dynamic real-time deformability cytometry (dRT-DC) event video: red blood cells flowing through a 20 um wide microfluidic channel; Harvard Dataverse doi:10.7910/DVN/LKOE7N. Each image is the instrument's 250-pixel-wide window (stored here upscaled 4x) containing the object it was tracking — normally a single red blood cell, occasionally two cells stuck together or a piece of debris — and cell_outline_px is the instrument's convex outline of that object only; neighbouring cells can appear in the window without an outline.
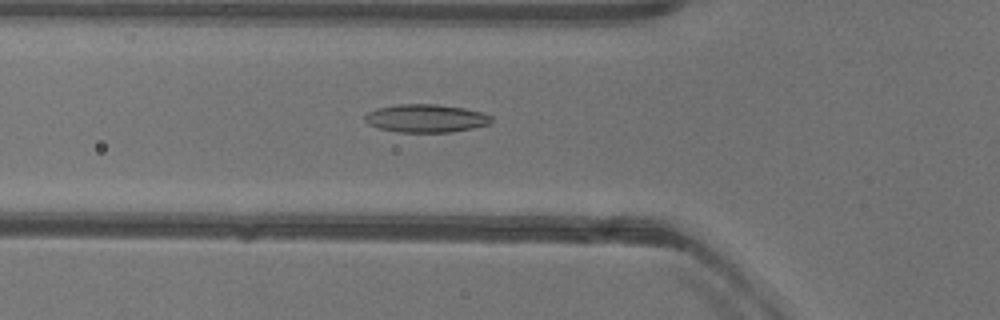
{"species": "common noctule bat (a hibernating species)", "species_latin": "Nyctalus noctula", "temperature_condition": "warm", "stored_images_in_passage": 44, "camera_frame_rate_fps": 3000, "um_per_image_px": 0.085, "animal": {"sex": "female"}, "frame": {"image": 1, "passage_image": 10, "time_ms": 3.0, "image_size_px": [1000, 320], "cell_outline_px": [[492, 120], [488, 124], [472, 128], [448, 132], [396, 132], [376, 128], [368, 124], [364, 120], [364, 116], [368, 112], [376, 108], [396, 104], [436, 104], [464, 108], [480, 112], [492, 116]], "centroid_in_image_um": [36.14, 10.05], "position_along_channel_um": 89.7, "area_um2": 20.75}}
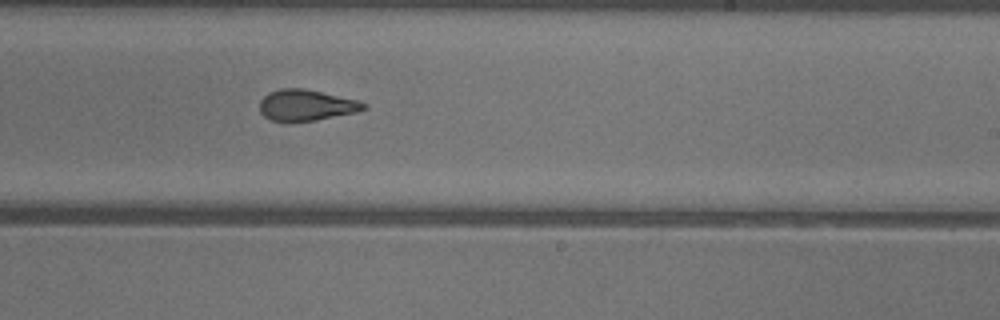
{"frame": {"image": 2, "passage_image": 23, "time_ms": 7.333, "image_size_px": [1000, 320], "cell_outline_px": [[368, 108], [356, 112], [316, 120], [272, 120], [264, 116], [260, 112], [260, 100], [268, 92], [280, 88], [304, 88], [360, 100], [368, 104]], "centroid_in_image_um": [26.07, 8.91], "position_along_channel_um": 262.9, "area_um2": 18.79}}
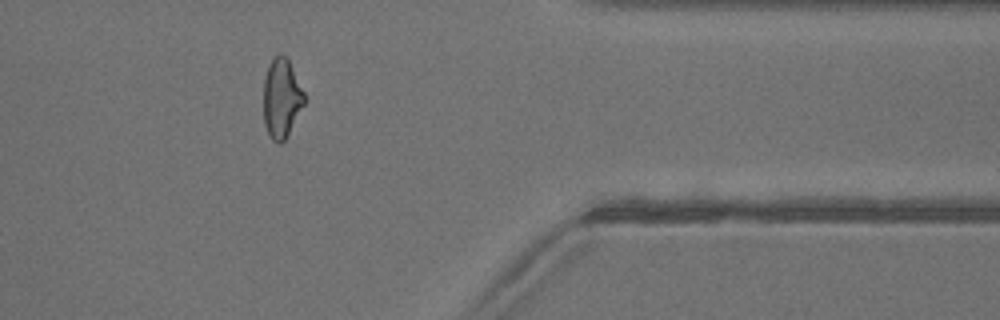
{"frame": {"image": 3, "passage_image": 34, "time_ms": 11.0, "image_size_px": [1000, 320], "cell_outline_px": [[308, 100], [284, 140], [280, 144], [276, 144], [272, 140], [264, 124], [264, 76], [272, 60], [280, 52], [288, 60]], "centroid_in_image_um": [23.95, 8.38], "position_along_channel_um": 387.4, "area_um2": 18.84}, "authors_computed_cell_mechanics": {"area_um2": 19.5364, "velocity_mm_per_s": 3.9863, "shape_relaxation_time_tau1_ms": null, "shape_relaxation_time_tau2_ms": 1.8238, "deformation_change_tau1": null, "deformation_change_tau2": 0.0911}}